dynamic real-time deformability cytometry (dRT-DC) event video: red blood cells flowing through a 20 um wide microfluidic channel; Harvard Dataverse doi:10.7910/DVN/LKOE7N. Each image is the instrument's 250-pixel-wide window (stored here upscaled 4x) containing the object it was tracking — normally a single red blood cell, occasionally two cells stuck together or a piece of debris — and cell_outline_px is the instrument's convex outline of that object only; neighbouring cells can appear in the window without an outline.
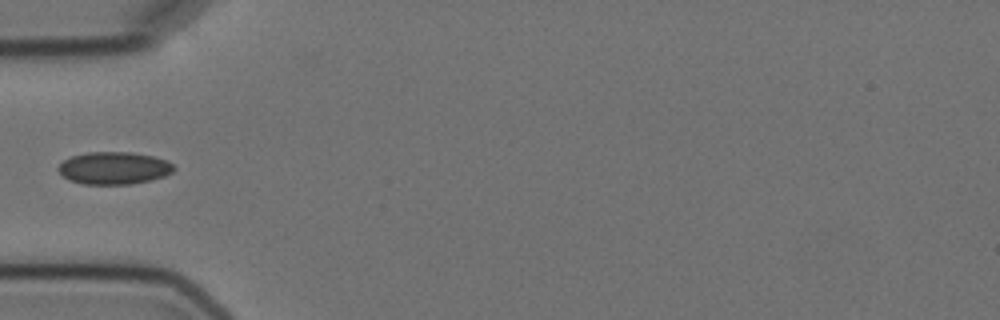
{"species": "Egyptian fruit bat (a non-hibernating species)", "species_latin": "Rousettus aegyptiacus", "temperature_condition": "cold", "stored_images_in_passage": 5, "camera_frame_rate_fps": 3000, "um_per_image_px": 0.085, "animal": {"sex": "female"}, "frame": {"image": 1, "passage_image": 5, "time_ms": 6.0, "image_size_px": [1000, 320], "cell_outline_px": [[176, 168], [172, 172], [164, 176], [152, 180], [132, 184], [84, 184], [72, 180], [64, 176], [56, 168], [64, 160], [72, 156], [88, 152], [132, 152], [152, 156], [168, 160]], "centroid_in_image_um": [9.72, 14.28], "position_along_channel_um": 75.3, "area_um2": 21.79}}